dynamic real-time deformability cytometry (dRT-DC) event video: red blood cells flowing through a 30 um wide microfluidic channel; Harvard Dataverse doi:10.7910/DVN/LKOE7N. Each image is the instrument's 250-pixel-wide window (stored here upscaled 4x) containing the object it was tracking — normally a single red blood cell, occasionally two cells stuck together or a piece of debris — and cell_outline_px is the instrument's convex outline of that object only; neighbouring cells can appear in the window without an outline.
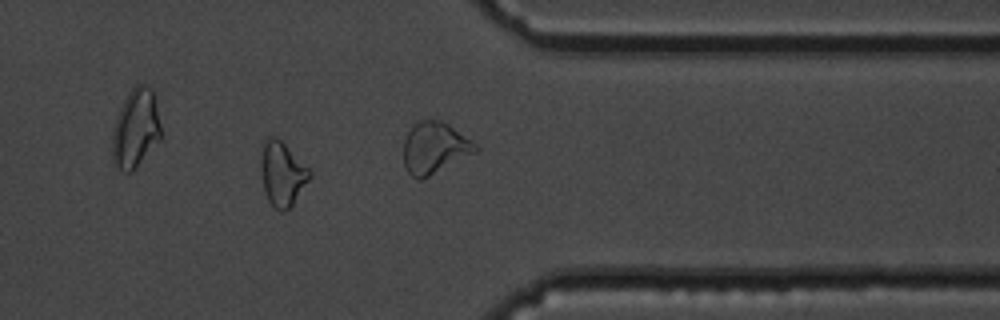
{"species": "common noctule bat (a hibernating species)", "species_latin": "Nyctalus noctula", "temperature_condition": "cold", "stored_images_in_passage": 54, "camera_frame_rate_fps": 3000, "um_per_image_px": 0.085, "animal": {"sex": "male", "body_mass_g": 19.5, "forearm_length_mm": 54.6}, "frame": {"image": 1, "passage_image": 46, "time_ms": 15.0, "image_size_px": [1000, 320], "cell_outline_px": [[312, 176], [292, 204], [284, 212], [280, 212], [268, 200], [264, 192], [260, 172], [260, 160], [264, 140], [268, 136], [276, 136], [312, 172]], "centroid_in_image_um": [23.96, 14.77], "position_along_channel_um": 387.4, "area_um2": 18.15}}